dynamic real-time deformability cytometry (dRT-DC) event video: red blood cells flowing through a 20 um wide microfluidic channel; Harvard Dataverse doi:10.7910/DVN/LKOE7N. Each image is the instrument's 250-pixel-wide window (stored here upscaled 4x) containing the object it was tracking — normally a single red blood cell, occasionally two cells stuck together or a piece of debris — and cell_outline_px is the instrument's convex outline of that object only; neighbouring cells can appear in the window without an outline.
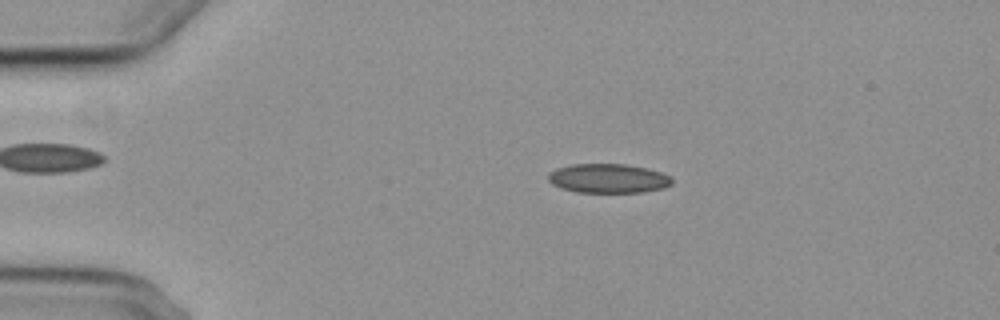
{"species": "common noctule bat (a hibernating species)", "species_latin": "Nyctalus noctula", "temperature_condition": "cold", "stored_images_in_passage": 7, "camera_frame_rate_fps": 3000, "um_per_image_px": 0.085, "animal": {"sex": "female", "body_mass_g": 29.2, "forearm_length_mm": 56.3}, "frame": {"image": 1, "passage_image": 3, "time_ms": 2.333, "image_size_px": [1000, 320], "cell_outline_px": [[672, 184], [664, 188], [644, 192], [576, 192], [560, 188], [552, 184], [548, 180], [548, 172], [556, 168], [572, 164], [624, 164], [648, 168], [672, 176]], "centroid_in_image_um": [51.7, 15.16], "position_along_channel_um": 33.3, "area_um2": 21.27}}
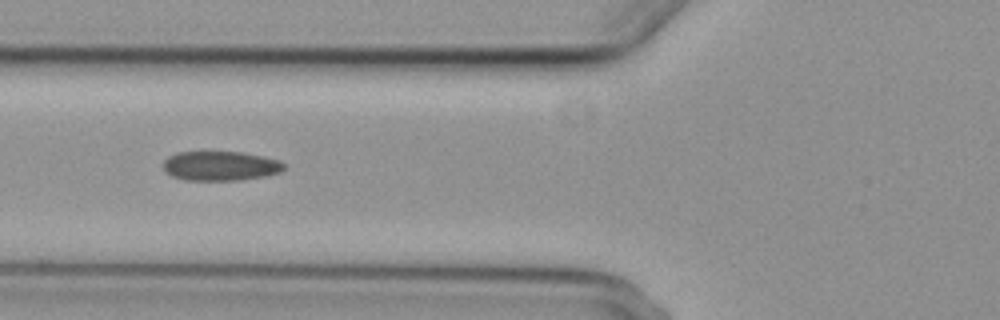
{"frame": {"image": 2, "passage_image": 6, "time_ms": 5.667, "image_size_px": [1000, 320], "cell_outline_px": [[284, 168], [280, 172], [264, 176], [240, 180], [184, 180], [172, 176], [164, 168], [164, 160], [168, 156], [176, 152], [244, 152], [264, 156], [280, 160], [284, 164]], "centroid_in_image_um": [18.75, 14.09], "position_along_channel_um": 107.1, "area_um2": 20.75}}
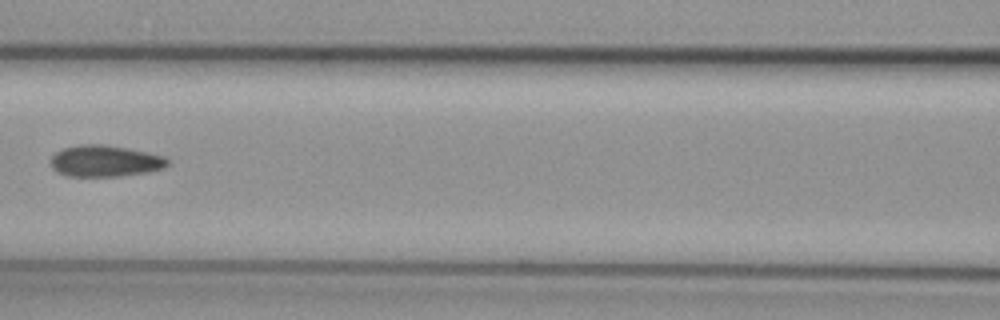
{"frame": {"image": 3, "passage_image": 7, "time_ms": 7.0, "image_size_px": [1000, 320], "cell_outline_px": [[168, 164], [164, 168], [148, 172], [120, 176], [64, 176], [56, 172], [52, 168], [48, 160], [56, 152], [64, 148], [84, 144], [100, 144], [128, 148], [164, 156], [168, 160]], "centroid_in_image_um": [8.89, 13.69], "position_along_channel_um": 157.7, "area_um2": 21.5}}